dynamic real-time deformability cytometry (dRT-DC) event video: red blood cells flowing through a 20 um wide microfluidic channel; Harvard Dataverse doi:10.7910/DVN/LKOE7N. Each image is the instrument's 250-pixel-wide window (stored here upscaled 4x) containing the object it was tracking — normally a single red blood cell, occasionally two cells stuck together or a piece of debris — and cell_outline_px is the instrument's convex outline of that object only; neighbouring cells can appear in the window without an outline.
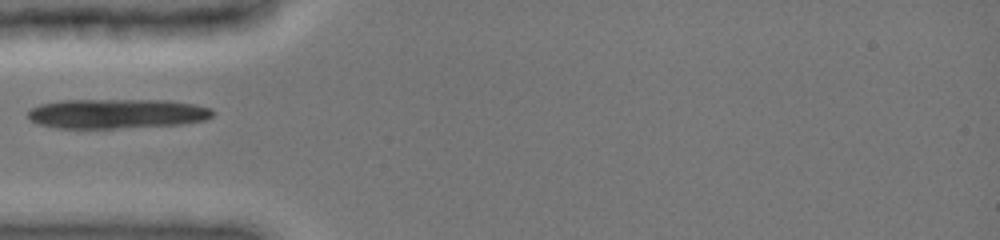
{"species": "common noctule bat (a hibernating species)", "species_latin": "Nyctalus noctula", "temperature_condition": "cold", "stored_images_in_passage": 25, "camera_frame_rate_fps": 3000, "um_per_image_px": 0.085, "animal": {"sex": "female", "body_mass_g": 19.0, "forearm_length_mm": 51.5}, "frame": {"image": 1, "passage_image": 1, "time_ms": 0.0, "image_size_px": [1000, 240], "cell_outline_px": [[216, 112], [212, 116], [204, 120], [184, 124], [116, 128], [56, 128], [36, 124], [28, 120], [28, 112], [32, 108], [40, 104], [60, 100], [168, 100], [196, 104], [212, 108]], "centroid_in_image_um": [9.93, 9.66], "position_along_channel_um": 75.1, "area_um2": 32.25}}
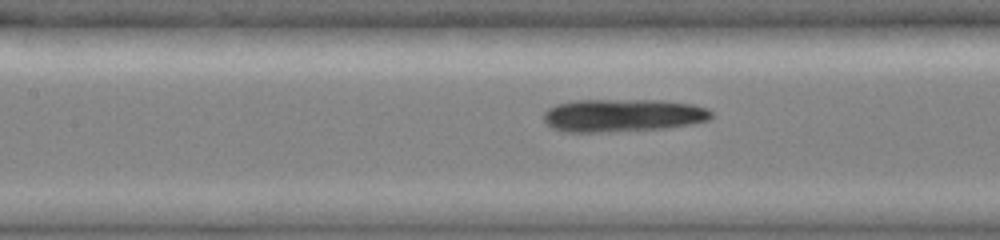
{"frame": {"image": 2, "passage_image": 13, "time_ms": 2.0, "image_size_px": [1000, 240], "cell_outline_px": [[712, 116], [708, 120], [668, 128], [612, 132], [564, 132], [552, 128], [544, 120], [544, 112], [548, 108], [556, 104], [572, 100], [660, 100], [692, 104], [708, 108], [712, 112]], "centroid_in_image_um": [52.91, 9.81], "position_along_channel_um": 154.5, "area_um2": 32.37}}
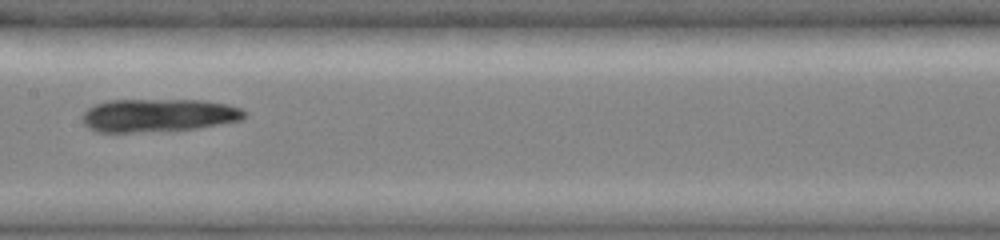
{"frame": {"image": 3, "passage_image": 19, "time_ms": 3.0, "image_size_px": [1000, 240], "cell_outline_px": [[248, 116], [240, 120], [220, 124], [196, 128], [132, 132], [96, 132], [88, 128], [84, 124], [80, 116], [88, 108], [96, 104], [108, 100], [200, 100], [228, 104], [240, 108], [248, 112]], "centroid_in_image_um": [13.45, 9.79], "position_along_channel_um": 194.0, "area_um2": 31.27}}